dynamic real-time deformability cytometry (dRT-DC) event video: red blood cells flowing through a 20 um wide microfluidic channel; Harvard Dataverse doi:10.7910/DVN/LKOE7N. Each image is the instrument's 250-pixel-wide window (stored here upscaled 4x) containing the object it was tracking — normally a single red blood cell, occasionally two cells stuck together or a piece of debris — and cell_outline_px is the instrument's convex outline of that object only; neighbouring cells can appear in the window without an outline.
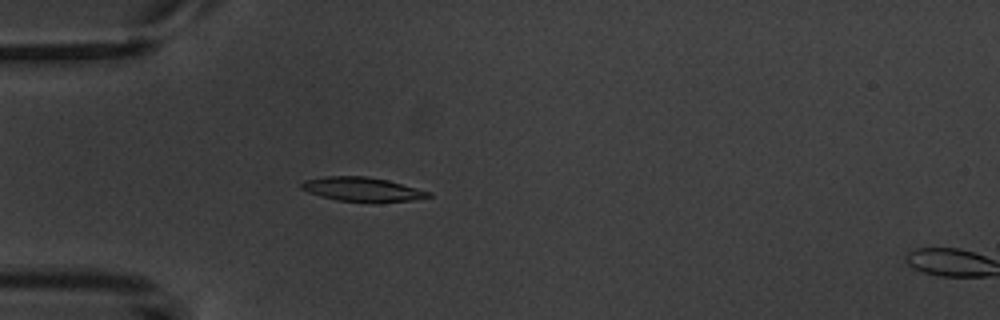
{"species": "common noctule bat (a hibernating species)", "species_latin": "Nyctalus noctula", "temperature_condition": "warm", "stored_images_in_passage": 6, "camera_frame_rate_fps": 3000, "um_per_image_px": 0.085, "animal": {"sex": "male", "body_mass_g": 20.1, "forearm_length_mm": 53.5}, "frame": {"image": 1, "passage_image": 5, "time_ms": 4.667, "image_size_px": [1000, 320], "cell_outline_px": [[432, 196], [408, 200], [376, 204], [336, 200], [320, 196], [308, 192], [300, 188], [300, 184], [304, 180], [324, 176], [364, 176], [388, 180], [432, 192]], "centroid_in_image_um": [30.78, 16.11], "position_along_channel_um": 54.2, "area_um2": 18.26}}